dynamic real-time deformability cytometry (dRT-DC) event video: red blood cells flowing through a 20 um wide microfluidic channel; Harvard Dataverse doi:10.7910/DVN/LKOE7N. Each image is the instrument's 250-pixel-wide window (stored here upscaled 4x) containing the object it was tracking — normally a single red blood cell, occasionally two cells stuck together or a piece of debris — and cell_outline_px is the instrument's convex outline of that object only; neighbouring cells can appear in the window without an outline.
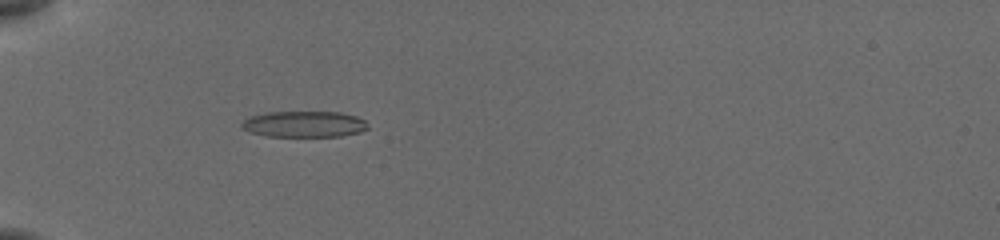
{"species": "common noctule bat (a hibernating species)", "species_latin": "Nyctalus noctula", "temperature_condition": "cold", "stored_images_in_passage": 7, "camera_frame_rate_fps": 3000, "um_per_image_px": 0.085, "animal": {"sex": "female", "body_mass_g": 19.5, "forearm_length_mm": 54.1}, "frame": {"image": 1, "passage_image": 7, "time_ms": 6.333, "image_size_px": [1000, 240], "cell_outline_px": [[368, 128], [360, 132], [340, 136], [268, 136], [252, 132], [240, 128], [240, 124], [244, 120], [252, 116], [268, 112], [340, 112], [356, 116], [364, 120]], "centroid_in_image_um": [25.85, 10.55], "position_along_channel_um": 59.1, "area_um2": 19.02}}